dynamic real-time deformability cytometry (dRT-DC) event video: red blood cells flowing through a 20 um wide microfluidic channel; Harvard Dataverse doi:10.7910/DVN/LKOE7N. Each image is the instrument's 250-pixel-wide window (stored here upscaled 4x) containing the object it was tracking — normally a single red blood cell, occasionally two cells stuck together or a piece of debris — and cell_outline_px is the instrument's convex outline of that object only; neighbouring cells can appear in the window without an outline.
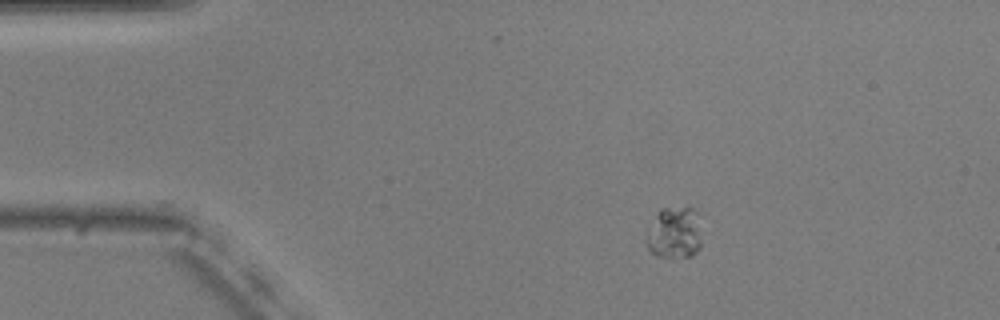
{"species": "common noctule bat (a hibernating species)", "species_latin": "Nyctalus noctula", "temperature_condition": "warm", "stored_images_in_passage": 48, "camera_frame_rate_fps": 3000, "um_per_image_px": 0.085, "animal": {"sex": "male", "body_mass_g": 20.5, "forearm_length_mm": 52.5}, "frame": {"image": 1, "passage_image": 1, "time_ms": 0.0, "image_size_px": [1000, 320], "cell_outline_px": [[700, 248], [692, 256], [660, 256], [652, 252], [648, 248], [648, 228], [660, 208], [696, 208], [700, 240]], "centroid_in_image_um": [57.34, 19.77], "position_along_channel_um": 27.7, "area_um2": 16.18}}
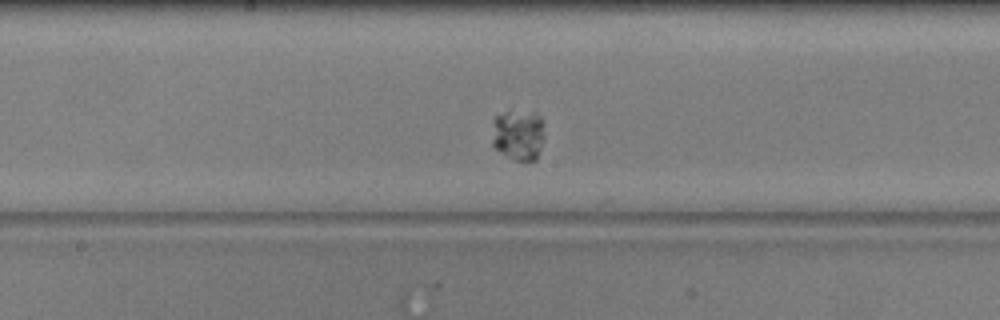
{"frame": {"image": 2, "passage_image": 21, "time_ms": 6.667, "image_size_px": [1000, 320], "cell_outline_px": [[544, 136], [536, 160], [516, 160], [500, 152], [492, 144], [492, 140], [496, 116], [508, 112], [540, 116], [544, 124]], "centroid_in_image_um": [44.08, 11.52], "position_along_channel_um": 204.1, "area_um2": 14.85}}
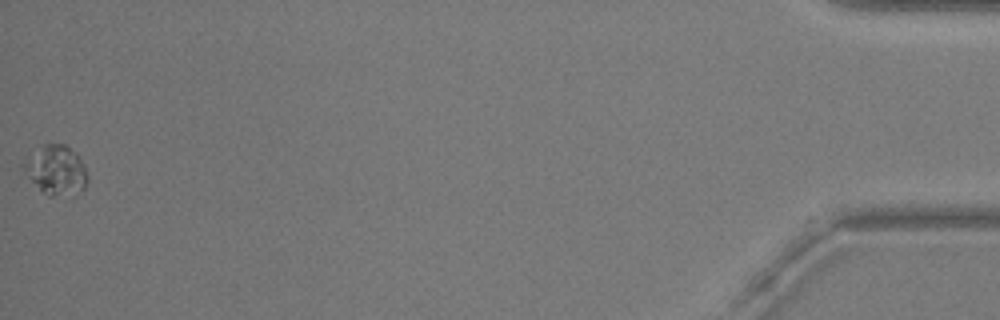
{"frame": {"image": 3, "passage_image": 48, "time_ms": 15.667, "image_size_px": [1000, 320], "cell_outline_px": [[88, 180], [84, 188], [52, 196], [48, 196], [28, 176], [20, 164], [44, 144], [64, 144], [76, 152], [80, 156], [84, 164], [88, 176]], "centroid_in_image_um": [4.78, 14.4], "position_along_channel_um": 430.4, "area_um2": 17.74}}